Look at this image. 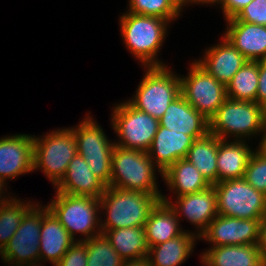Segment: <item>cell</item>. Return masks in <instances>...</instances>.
I'll return each instance as SVG.
<instances>
[{
    "label": "cell",
    "mask_w": 266,
    "mask_h": 266,
    "mask_svg": "<svg viewBox=\"0 0 266 266\" xmlns=\"http://www.w3.org/2000/svg\"><path fill=\"white\" fill-rule=\"evenodd\" d=\"M246 140H234L218 138L217 170L218 182L242 179L249 159L253 154Z\"/></svg>",
    "instance_id": "cell-22"
},
{
    "label": "cell",
    "mask_w": 266,
    "mask_h": 266,
    "mask_svg": "<svg viewBox=\"0 0 266 266\" xmlns=\"http://www.w3.org/2000/svg\"><path fill=\"white\" fill-rule=\"evenodd\" d=\"M47 206L73 239L75 233L84 235L83 241L102 234L101 217L97 213L101 211L99 198L56 191L55 197Z\"/></svg>",
    "instance_id": "cell-6"
},
{
    "label": "cell",
    "mask_w": 266,
    "mask_h": 266,
    "mask_svg": "<svg viewBox=\"0 0 266 266\" xmlns=\"http://www.w3.org/2000/svg\"><path fill=\"white\" fill-rule=\"evenodd\" d=\"M201 257L210 266H266L259 244L210 247Z\"/></svg>",
    "instance_id": "cell-24"
},
{
    "label": "cell",
    "mask_w": 266,
    "mask_h": 266,
    "mask_svg": "<svg viewBox=\"0 0 266 266\" xmlns=\"http://www.w3.org/2000/svg\"><path fill=\"white\" fill-rule=\"evenodd\" d=\"M265 119L266 109L257 102L227 97L209 119V133L222 140L234 135L235 140L245 141V138L261 133Z\"/></svg>",
    "instance_id": "cell-4"
},
{
    "label": "cell",
    "mask_w": 266,
    "mask_h": 266,
    "mask_svg": "<svg viewBox=\"0 0 266 266\" xmlns=\"http://www.w3.org/2000/svg\"><path fill=\"white\" fill-rule=\"evenodd\" d=\"M78 239H73L58 218L48 208L42 214L41 232L39 240L40 261H49L54 266L62 259L67 250Z\"/></svg>",
    "instance_id": "cell-20"
},
{
    "label": "cell",
    "mask_w": 266,
    "mask_h": 266,
    "mask_svg": "<svg viewBox=\"0 0 266 266\" xmlns=\"http://www.w3.org/2000/svg\"><path fill=\"white\" fill-rule=\"evenodd\" d=\"M99 200L100 209L106 210V219L100 220L102 234L106 230L144 227L151 209L159 201L152 194L110 186L106 187Z\"/></svg>",
    "instance_id": "cell-1"
},
{
    "label": "cell",
    "mask_w": 266,
    "mask_h": 266,
    "mask_svg": "<svg viewBox=\"0 0 266 266\" xmlns=\"http://www.w3.org/2000/svg\"><path fill=\"white\" fill-rule=\"evenodd\" d=\"M169 21L126 12L120 17L121 36L127 49L146 67H163L156 56L166 37Z\"/></svg>",
    "instance_id": "cell-2"
},
{
    "label": "cell",
    "mask_w": 266,
    "mask_h": 266,
    "mask_svg": "<svg viewBox=\"0 0 266 266\" xmlns=\"http://www.w3.org/2000/svg\"><path fill=\"white\" fill-rule=\"evenodd\" d=\"M259 247L261 250L262 257L266 261V218L264 219V221L262 222V225H261Z\"/></svg>",
    "instance_id": "cell-38"
},
{
    "label": "cell",
    "mask_w": 266,
    "mask_h": 266,
    "mask_svg": "<svg viewBox=\"0 0 266 266\" xmlns=\"http://www.w3.org/2000/svg\"><path fill=\"white\" fill-rule=\"evenodd\" d=\"M34 139L16 134L0 138V179H15L33 170Z\"/></svg>",
    "instance_id": "cell-15"
},
{
    "label": "cell",
    "mask_w": 266,
    "mask_h": 266,
    "mask_svg": "<svg viewBox=\"0 0 266 266\" xmlns=\"http://www.w3.org/2000/svg\"><path fill=\"white\" fill-rule=\"evenodd\" d=\"M103 234L124 261L148 256L149 247L144 227L106 230Z\"/></svg>",
    "instance_id": "cell-27"
},
{
    "label": "cell",
    "mask_w": 266,
    "mask_h": 266,
    "mask_svg": "<svg viewBox=\"0 0 266 266\" xmlns=\"http://www.w3.org/2000/svg\"><path fill=\"white\" fill-rule=\"evenodd\" d=\"M243 179L266 195V156L255 150L249 159Z\"/></svg>",
    "instance_id": "cell-33"
},
{
    "label": "cell",
    "mask_w": 266,
    "mask_h": 266,
    "mask_svg": "<svg viewBox=\"0 0 266 266\" xmlns=\"http://www.w3.org/2000/svg\"><path fill=\"white\" fill-rule=\"evenodd\" d=\"M227 20H239L266 26V0H252L235 17Z\"/></svg>",
    "instance_id": "cell-34"
},
{
    "label": "cell",
    "mask_w": 266,
    "mask_h": 266,
    "mask_svg": "<svg viewBox=\"0 0 266 266\" xmlns=\"http://www.w3.org/2000/svg\"><path fill=\"white\" fill-rule=\"evenodd\" d=\"M201 263H203L204 266H210L202 257H201Z\"/></svg>",
    "instance_id": "cell-44"
},
{
    "label": "cell",
    "mask_w": 266,
    "mask_h": 266,
    "mask_svg": "<svg viewBox=\"0 0 266 266\" xmlns=\"http://www.w3.org/2000/svg\"><path fill=\"white\" fill-rule=\"evenodd\" d=\"M23 216L22 221L8 244L0 252L5 263L14 266L39 265V240L42 214L48 206L34 203Z\"/></svg>",
    "instance_id": "cell-11"
},
{
    "label": "cell",
    "mask_w": 266,
    "mask_h": 266,
    "mask_svg": "<svg viewBox=\"0 0 266 266\" xmlns=\"http://www.w3.org/2000/svg\"><path fill=\"white\" fill-rule=\"evenodd\" d=\"M214 190L219 215L241 219L266 218V195L243 178L218 182Z\"/></svg>",
    "instance_id": "cell-8"
},
{
    "label": "cell",
    "mask_w": 266,
    "mask_h": 266,
    "mask_svg": "<svg viewBox=\"0 0 266 266\" xmlns=\"http://www.w3.org/2000/svg\"><path fill=\"white\" fill-rule=\"evenodd\" d=\"M217 152L218 137L208 133L206 136L194 140L185 157L210 185L218 183Z\"/></svg>",
    "instance_id": "cell-28"
},
{
    "label": "cell",
    "mask_w": 266,
    "mask_h": 266,
    "mask_svg": "<svg viewBox=\"0 0 266 266\" xmlns=\"http://www.w3.org/2000/svg\"><path fill=\"white\" fill-rule=\"evenodd\" d=\"M259 83V61H247L226 85L228 98L256 102Z\"/></svg>",
    "instance_id": "cell-29"
},
{
    "label": "cell",
    "mask_w": 266,
    "mask_h": 266,
    "mask_svg": "<svg viewBox=\"0 0 266 266\" xmlns=\"http://www.w3.org/2000/svg\"><path fill=\"white\" fill-rule=\"evenodd\" d=\"M15 197L6 203L0 204V252L8 244L21 224L25 213L33 206Z\"/></svg>",
    "instance_id": "cell-30"
},
{
    "label": "cell",
    "mask_w": 266,
    "mask_h": 266,
    "mask_svg": "<svg viewBox=\"0 0 266 266\" xmlns=\"http://www.w3.org/2000/svg\"><path fill=\"white\" fill-rule=\"evenodd\" d=\"M33 169H42L54 187L64 177L68 165L77 154V142L69 128L57 129L43 137L33 136Z\"/></svg>",
    "instance_id": "cell-7"
},
{
    "label": "cell",
    "mask_w": 266,
    "mask_h": 266,
    "mask_svg": "<svg viewBox=\"0 0 266 266\" xmlns=\"http://www.w3.org/2000/svg\"><path fill=\"white\" fill-rule=\"evenodd\" d=\"M106 187L92 173L85 158L78 153L70 161L64 177L55 186L57 192L60 193L91 196L94 198H100Z\"/></svg>",
    "instance_id": "cell-21"
},
{
    "label": "cell",
    "mask_w": 266,
    "mask_h": 266,
    "mask_svg": "<svg viewBox=\"0 0 266 266\" xmlns=\"http://www.w3.org/2000/svg\"><path fill=\"white\" fill-rule=\"evenodd\" d=\"M84 242L87 250V266H122L125 262L104 234Z\"/></svg>",
    "instance_id": "cell-31"
},
{
    "label": "cell",
    "mask_w": 266,
    "mask_h": 266,
    "mask_svg": "<svg viewBox=\"0 0 266 266\" xmlns=\"http://www.w3.org/2000/svg\"><path fill=\"white\" fill-rule=\"evenodd\" d=\"M176 197L175 203L169 201L164 195L161 200L167 202L174 209L179 219L180 216H184L189 223L195 225L196 229L198 228L195 234L199 237L218 215L214 185L197 193Z\"/></svg>",
    "instance_id": "cell-14"
},
{
    "label": "cell",
    "mask_w": 266,
    "mask_h": 266,
    "mask_svg": "<svg viewBox=\"0 0 266 266\" xmlns=\"http://www.w3.org/2000/svg\"><path fill=\"white\" fill-rule=\"evenodd\" d=\"M174 209L165 201L159 200L151 209L145 223L148 247L158 245L181 235L183 230Z\"/></svg>",
    "instance_id": "cell-23"
},
{
    "label": "cell",
    "mask_w": 266,
    "mask_h": 266,
    "mask_svg": "<svg viewBox=\"0 0 266 266\" xmlns=\"http://www.w3.org/2000/svg\"><path fill=\"white\" fill-rule=\"evenodd\" d=\"M218 2H219V0H191V3H192V4H193V3H194V4H195V3H196V4H197V3H199V4H200V3H203V4H205V3H206V4H210V3H211V4L213 5V4H215V3L217 4Z\"/></svg>",
    "instance_id": "cell-43"
},
{
    "label": "cell",
    "mask_w": 266,
    "mask_h": 266,
    "mask_svg": "<svg viewBox=\"0 0 266 266\" xmlns=\"http://www.w3.org/2000/svg\"><path fill=\"white\" fill-rule=\"evenodd\" d=\"M199 237L188 230L166 242L152 246L148 251L149 266H179L190 257Z\"/></svg>",
    "instance_id": "cell-25"
},
{
    "label": "cell",
    "mask_w": 266,
    "mask_h": 266,
    "mask_svg": "<svg viewBox=\"0 0 266 266\" xmlns=\"http://www.w3.org/2000/svg\"><path fill=\"white\" fill-rule=\"evenodd\" d=\"M89 116L87 114L76 128L70 129L77 142V153L85 158L92 173L108 187L115 143L107 139L103 129Z\"/></svg>",
    "instance_id": "cell-10"
},
{
    "label": "cell",
    "mask_w": 266,
    "mask_h": 266,
    "mask_svg": "<svg viewBox=\"0 0 266 266\" xmlns=\"http://www.w3.org/2000/svg\"><path fill=\"white\" fill-rule=\"evenodd\" d=\"M263 221L264 219H241L218 214L199 239L212 243V247L259 244Z\"/></svg>",
    "instance_id": "cell-13"
},
{
    "label": "cell",
    "mask_w": 266,
    "mask_h": 266,
    "mask_svg": "<svg viewBox=\"0 0 266 266\" xmlns=\"http://www.w3.org/2000/svg\"><path fill=\"white\" fill-rule=\"evenodd\" d=\"M126 12L163 18L169 23L180 16L167 0H129V9Z\"/></svg>",
    "instance_id": "cell-32"
},
{
    "label": "cell",
    "mask_w": 266,
    "mask_h": 266,
    "mask_svg": "<svg viewBox=\"0 0 266 266\" xmlns=\"http://www.w3.org/2000/svg\"><path fill=\"white\" fill-rule=\"evenodd\" d=\"M220 43L206 49L203 59L195 61L217 81L226 86L248 60L224 35Z\"/></svg>",
    "instance_id": "cell-18"
},
{
    "label": "cell",
    "mask_w": 266,
    "mask_h": 266,
    "mask_svg": "<svg viewBox=\"0 0 266 266\" xmlns=\"http://www.w3.org/2000/svg\"><path fill=\"white\" fill-rule=\"evenodd\" d=\"M159 125L190 135L194 140L209 133V120L193 108L182 95L171 102L159 119Z\"/></svg>",
    "instance_id": "cell-17"
},
{
    "label": "cell",
    "mask_w": 266,
    "mask_h": 266,
    "mask_svg": "<svg viewBox=\"0 0 266 266\" xmlns=\"http://www.w3.org/2000/svg\"><path fill=\"white\" fill-rule=\"evenodd\" d=\"M110 187L155 195L161 200L155 164L147 152L115 145L111 162Z\"/></svg>",
    "instance_id": "cell-3"
},
{
    "label": "cell",
    "mask_w": 266,
    "mask_h": 266,
    "mask_svg": "<svg viewBox=\"0 0 266 266\" xmlns=\"http://www.w3.org/2000/svg\"><path fill=\"white\" fill-rule=\"evenodd\" d=\"M256 102L266 109V60L259 61V83Z\"/></svg>",
    "instance_id": "cell-37"
},
{
    "label": "cell",
    "mask_w": 266,
    "mask_h": 266,
    "mask_svg": "<svg viewBox=\"0 0 266 266\" xmlns=\"http://www.w3.org/2000/svg\"><path fill=\"white\" fill-rule=\"evenodd\" d=\"M252 0H219L225 20L235 17Z\"/></svg>",
    "instance_id": "cell-36"
},
{
    "label": "cell",
    "mask_w": 266,
    "mask_h": 266,
    "mask_svg": "<svg viewBox=\"0 0 266 266\" xmlns=\"http://www.w3.org/2000/svg\"><path fill=\"white\" fill-rule=\"evenodd\" d=\"M171 6L179 13L182 11L183 5H188L191 3V0H167Z\"/></svg>",
    "instance_id": "cell-41"
},
{
    "label": "cell",
    "mask_w": 266,
    "mask_h": 266,
    "mask_svg": "<svg viewBox=\"0 0 266 266\" xmlns=\"http://www.w3.org/2000/svg\"><path fill=\"white\" fill-rule=\"evenodd\" d=\"M86 243L79 238L55 266H87Z\"/></svg>",
    "instance_id": "cell-35"
},
{
    "label": "cell",
    "mask_w": 266,
    "mask_h": 266,
    "mask_svg": "<svg viewBox=\"0 0 266 266\" xmlns=\"http://www.w3.org/2000/svg\"><path fill=\"white\" fill-rule=\"evenodd\" d=\"M146 69L136 95L128 102L159 120L171 102L181 95L180 76L170 71L168 66Z\"/></svg>",
    "instance_id": "cell-5"
},
{
    "label": "cell",
    "mask_w": 266,
    "mask_h": 266,
    "mask_svg": "<svg viewBox=\"0 0 266 266\" xmlns=\"http://www.w3.org/2000/svg\"><path fill=\"white\" fill-rule=\"evenodd\" d=\"M112 114L111 125L119 137L115 145L148 152L157 133L159 120L137 110L128 101L116 104Z\"/></svg>",
    "instance_id": "cell-9"
},
{
    "label": "cell",
    "mask_w": 266,
    "mask_h": 266,
    "mask_svg": "<svg viewBox=\"0 0 266 266\" xmlns=\"http://www.w3.org/2000/svg\"><path fill=\"white\" fill-rule=\"evenodd\" d=\"M122 266H149L148 258L143 257L141 259L125 261Z\"/></svg>",
    "instance_id": "cell-40"
},
{
    "label": "cell",
    "mask_w": 266,
    "mask_h": 266,
    "mask_svg": "<svg viewBox=\"0 0 266 266\" xmlns=\"http://www.w3.org/2000/svg\"><path fill=\"white\" fill-rule=\"evenodd\" d=\"M193 142L194 139L190 135L178 133L159 125L147 153L158 168L161 177L172 164L187 156Z\"/></svg>",
    "instance_id": "cell-16"
},
{
    "label": "cell",
    "mask_w": 266,
    "mask_h": 266,
    "mask_svg": "<svg viewBox=\"0 0 266 266\" xmlns=\"http://www.w3.org/2000/svg\"><path fill=\"white\" fill-rule=\"evenodd\" d=\"M188 74L180 77L181 95L209 120L227 98L226 86L196 61L192 62Z\"/></svg>",
    "instance_id": "cell-12"
},
{
    "label": "cell",
    "mask_w": 266,
    "mask_h": 266,
    "mask_svg": "<svg viewBox=\"0 0 266 266\" xmlns=\"http://www.w3.org/2000/svg\"><path fill=\"white\" fill-rule=\"evenodd\" d=\"M261 133L263 136H262V139L260 140L258 149H256V150L259 151L264 156H266V119H265Z\"/></svg>",
    "instance_id": "cell-39"
},
{
    "label": "cell",
    "mask_w": 266,
    "mask_h": 266,
    "mask_svg": "<svg viewBox=\"0 0 266 266\" xmlns=\"http://www.w3.org/2000/svg\"><path fill=\"white\" fill-rule=\"evenodd\" d=\"M167 187L177 193L176 196L197 193L211 185L203 175L186 158L179 159L172 164L163 174Z\"/></svg>",
    "instance_id": "cell-26"
},
{
    "label": "cell",
    "mask_w": 266,
    "mask_h": 266,
    "mask_svg": "<svg viewBox=\"0 0 266 266\" xmlns=\"http://www.w3.org/2000/svg\"><path fill=\"white\" fill-rule=\"evenodd\" d=\"M224 36L248 60H266V26L226 20Z\"/></svg>",
    "instance_id": "cell-19"
},
{
    "label": "cell",
    "mask_w": 266,
    "mask_h": 266,
    "mask_svg": "<svg viewBox=\"0 0 266 266\" xmlns=\"http://www.w3.org/2000/svg\"><path fill=\"white\" fill-rule=\"evenodd\" d=\"M5 184H7L3 179H0V204H2V203H6V202H8V201H10L12 198H13V196H11V197H6L5 195L2 197V195H3V191H5V190H7V189H5V187L7 188V185L5 186ZM4 187V188H3ZM4 189V190H3ZM5 198V199H4ZM9 199V200H8Z\"/></svg>",
    "instance_id": "cell-42"
}]
</instances>
